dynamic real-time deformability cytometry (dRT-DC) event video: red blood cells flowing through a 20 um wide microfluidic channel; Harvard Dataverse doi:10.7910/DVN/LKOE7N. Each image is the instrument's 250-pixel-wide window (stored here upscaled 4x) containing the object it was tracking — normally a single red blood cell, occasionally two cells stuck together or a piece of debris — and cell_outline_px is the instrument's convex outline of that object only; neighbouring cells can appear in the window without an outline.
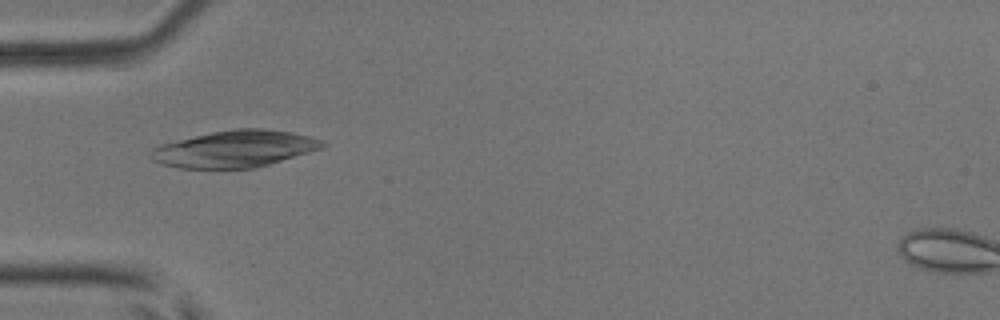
{"species": "common noctule bat (a hibernating species)", "species_latin": "Nyctalus noctula", "temperature_condition": "room temperature", "stored_images_in_passage": 5, "camera_frame_rate_fps": 3000, "um_per_image_px": 0.085, "animal": {"sex": "male", "body_mass_g": 17.9, "forearm_length_mm": 54.2}, "frame": {"image": 1, "passage_image": 4, "time_ms": 1.0, "image_size_px": [1000, 320], "cell_outline_px": [[328, 144], [324, 148], [268, 164], [252, 168], [180, 168], [160, 164], [152, 160], [148, 156], [148, 152], [152, 148], [160, 144], [212, 132], [236, 128], [264, 128], [288, 132], [308, 136], [320, 140]], "centroid_in_image_um": [19.91, 12.66], "position_along_channel_um": 65.1, "area_um2": 36.7}}
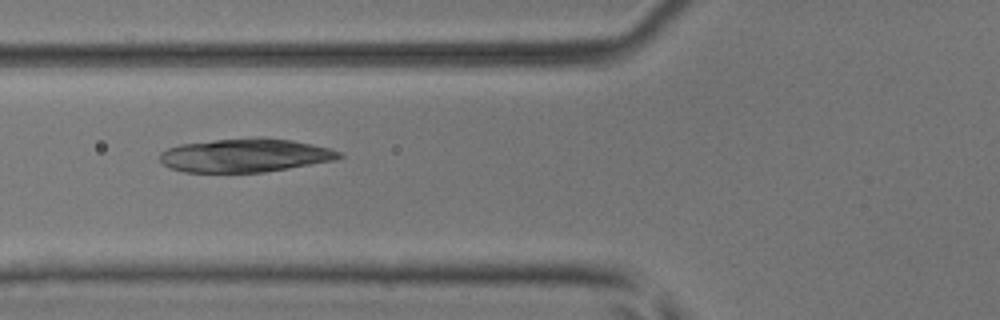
{"frame": {"image": 2, "passage_image": 5, "time_ms": 1.333, "image_size_px": [1000, 320], "cell_outline_px": [[344, 156], [336, 160], [264, 172], [184, 172], [168, 168], [160, 160], [160, 152], [168, 148], [180, 144], [216, 140], [256, 136], [264, 136], [292, 140], [312, 144], [328, 148], [340, 152]], "centroid_in_image_um": [20.84, 13.19], "position_along_channel_um": 105.0, "area_um2": 35.26}}